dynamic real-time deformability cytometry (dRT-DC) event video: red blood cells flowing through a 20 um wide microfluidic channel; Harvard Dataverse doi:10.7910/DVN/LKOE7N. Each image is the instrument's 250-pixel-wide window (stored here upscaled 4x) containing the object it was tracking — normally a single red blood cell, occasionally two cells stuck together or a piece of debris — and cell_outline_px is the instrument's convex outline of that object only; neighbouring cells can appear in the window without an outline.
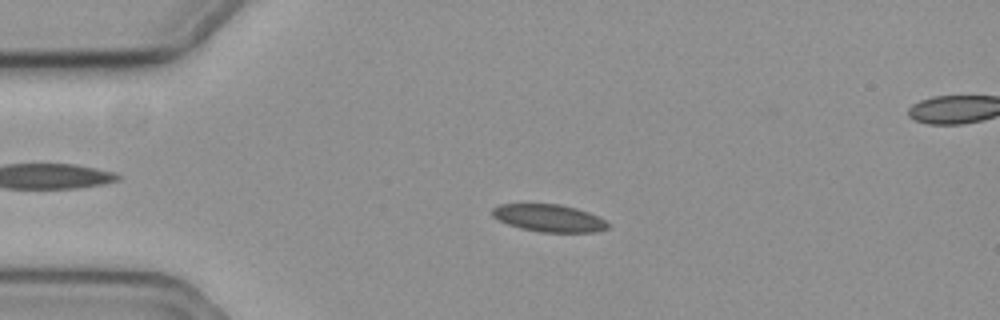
{"species": "common noctule bat (a hibernating species)", "species_latin": "Nyctalus noctula", "temperature_condition": "cold", "stored_images_in_passage": 59, "segment_of_instrument_passage": [1, 2], "camera_frame_rate_fps": 3000, "um_per_image_px": 0.085, "animal": {"sex": "female", "body_mass_g": 19.3, "forearm_length_mm": 54.1}, "frame": {"image": 1, "passage_image": 13, "time_ms": 4.0, "image_size_px": [1000, 320], "cell_outline_px": [[612, 224], [608, 228], [596, 232], [540, 232], [520, 228], [508, 224], [492, 216], [492, 208], [500, 204], [560, 204], [576, 208], [588, 212]], "centroid_in_image_um": [46.68, 18.54], "position_along_channel_um": 38.3, "area_um2": 18.44}}
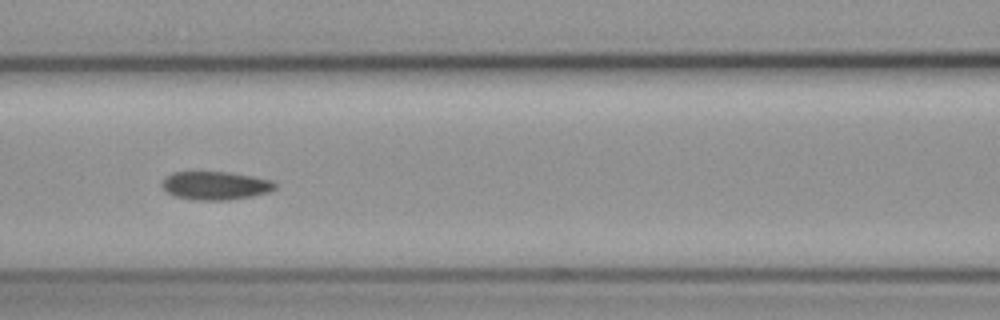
{"frame": {"image": 2, "passage_image": 25, "time_ms": 8.0, "image_size_px": [1000, 320], "cell_outline_px": [[276, 188], [268, 192], [252, 196], [228, 200], [192, 200], [176, 196], [168, 192], [160, 184], [172, 172], [228, 172], [252, 176], [272, 180], [276, 184]], "centroid_in_image_um": [18.33, 15.78], "position_along_channel_um": 148.3, "area_um2": 18.55}}
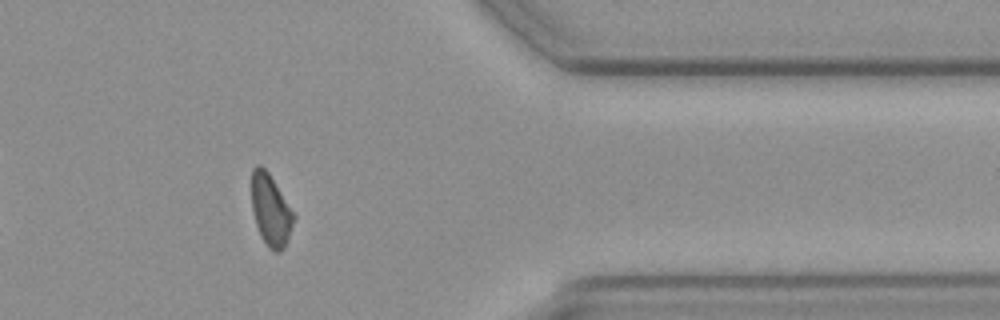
{"frame": {"image": 3, "passage_image": 47, "time_ms": 15.333, "image_size_px": [1000, 320], "cell_outline_px": [[296, 216], [284, 248], [280, 252], [276, 252], [268, 248], [260, 236], [256, 224], [252, 208], [252, 168], [256, 164], [260, 164], [268, 172]], "centroid_in_image_um": [23.0, 17.87], "position_along_channel_um": 388.4, "area_um2": 17.46}}